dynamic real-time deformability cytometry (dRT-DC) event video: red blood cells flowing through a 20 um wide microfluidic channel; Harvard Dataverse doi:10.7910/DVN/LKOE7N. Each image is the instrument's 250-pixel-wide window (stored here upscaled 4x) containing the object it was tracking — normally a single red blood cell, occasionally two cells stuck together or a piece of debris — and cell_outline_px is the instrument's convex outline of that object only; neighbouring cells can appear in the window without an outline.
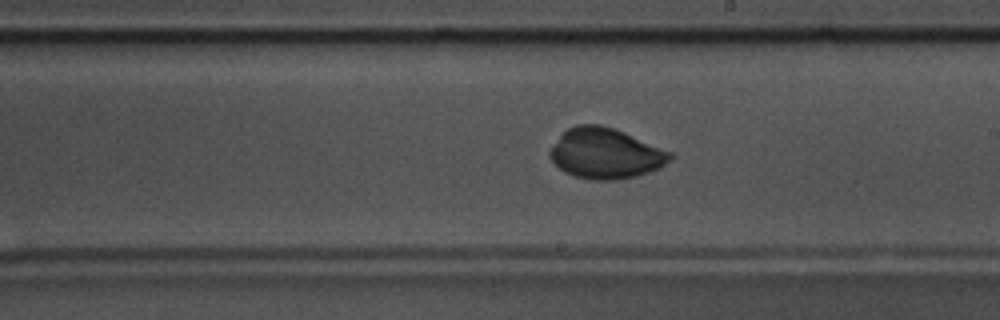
{"species": "common noctule bat (a hibernating species)", "species_latin": "Nyctalus noctula", "temperature_condition": "warm", "stored_images_in_passage": 56, "camera_frame_rate_fps": 3000, "um_per_image_px": 0.085, "animal": {"sex": "male", "body_mass_g": 17.5, "forearm_length_mm": 52.3}, "frame": {"image": 1, "passage_image": 32, "time_ms": 10.333, "image_size_px": [1000, 320], "cell_outline_px": [[676, 156], [660, 168], [636, 176], [616, 180], [592, 180], [576, 176], [564, 172], [548, 156], [548, 152], [560, 136], [568, 128], [576, 124], [600, 124], [624, 132], [672, 152]], "centroid_in_image_um": [51.49, 13.04], "position_along_channel_um": 237.5, "area_um2": 35.32}}